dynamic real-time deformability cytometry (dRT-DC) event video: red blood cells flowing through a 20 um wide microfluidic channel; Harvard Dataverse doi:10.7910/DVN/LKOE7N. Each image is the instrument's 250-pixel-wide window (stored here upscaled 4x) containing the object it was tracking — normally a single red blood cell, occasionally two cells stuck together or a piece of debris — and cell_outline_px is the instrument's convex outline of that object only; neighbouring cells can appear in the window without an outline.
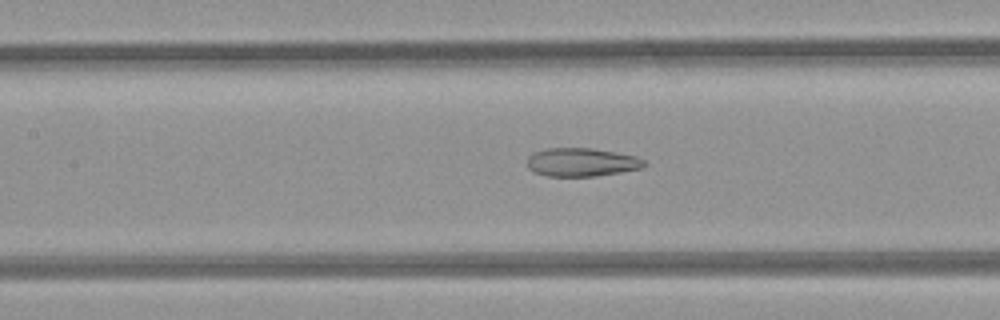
{"species": "common noctule bat (a hibernating species)", "species_latin": "Nyctalus noctula", "temperature_condition": "room temperature", "stored_images_in_passage": 24, "camera_frame_rate_fps": 3000, "um_per_image_px": 0.085, "animal": {"sex": "female", "body_mass_g": 21.9}, "frame": {"image": 1, "passage_image": 8, "time_ms": 2.333, "image_size_px": [1000, 320], "cell_outline_px": [[648, 164], [640, 168], [620, 172], [596, 176], [548, 176], [532, 172], [528, 168], [528, 156], [532, 152], [548, 148], [592, 148], [616, 152], [636, 156], [644, 160]], "centroid_in_image_um": [49.42, 13.78], "position_along_channel_um": 158.0, "area_um2": 19.48}}
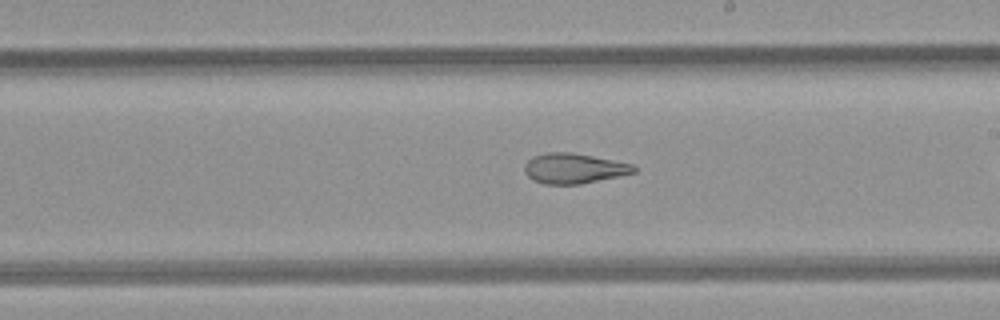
{"frame": {"image": 2, "passage_image": 14, "time_ms": 4.333, "image_size_px": [1000, 320], "cell_outline_px": [[636, 172], [580, 184], [544, 184], [532, 180], [524, 172], [524, 164], [532, 156], [548, 152], [572, 152], [632, 164], [636, 168]], "centroid_in_image_um": [48.72, 14.31], "position_along_channel_um": 240.3, "area_um2": 19.13}}
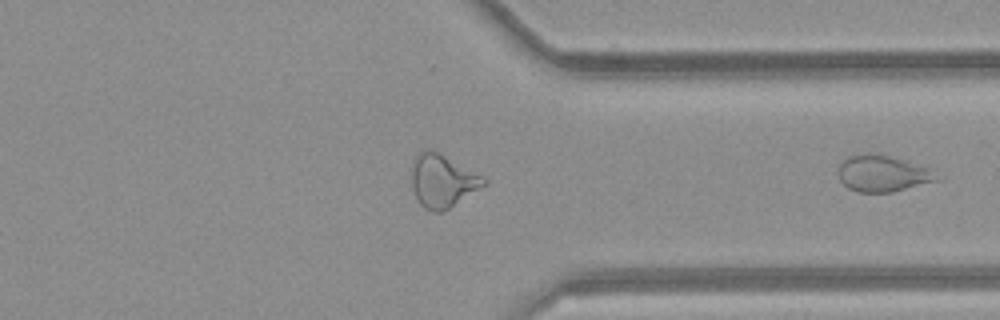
{"frame": {"image": 3, "passage_image": 24, "time_ms": 7.667, "image_size_px": [1000, 320], "cell_outline_px": [[936, 180], [892, 192], [856, 192], [848, 188], [840, 180], [836, 172], [840, 164], [848, 156], [888, 156], [924, 168]], "centroid_in_image_um": [74.85, 14.81], "position_along_channel_um": 336.6, "area_um2": 19.36}}